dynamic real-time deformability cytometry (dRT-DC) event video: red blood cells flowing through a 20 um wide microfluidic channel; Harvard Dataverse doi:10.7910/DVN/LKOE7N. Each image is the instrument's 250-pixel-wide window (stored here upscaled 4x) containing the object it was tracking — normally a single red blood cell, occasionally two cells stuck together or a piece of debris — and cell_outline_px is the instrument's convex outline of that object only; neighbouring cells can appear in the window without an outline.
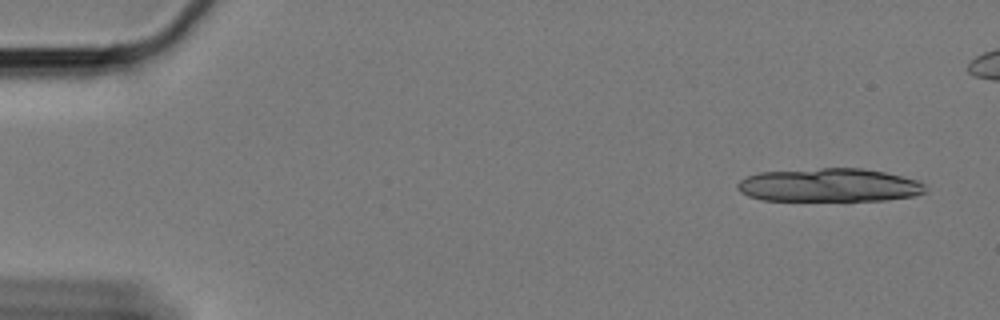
{"species": "Egyptian fruit bat (a non-hibernating species)", "species_latin": "Rousettus aegyptiacus", "temperature_condition": "cold", "stored_images_in_passage": 9, "camera_frame_rate_fps": 3000, "um_per_image_px": 0.085, "animal": {"sex": "female"}, "frame": {"image": 1, "passage_image": 3, "time_ms": 0.667, "image_size_px": [1000, 320], "cell_outline_px": [[924, 192], [912, 196], [884, 200], [764, 200], [748, 196], [740, 192], [736, 188], [736, 184], [740, 180], [748, 176], [760, 172], [820, 168], [864, 168], [884, 172], [916, 180], [924, 184]], "centroid_in_image_um": [70.43, 15.73], "position_along_channel_um": 14.6, "area_um2": 36.36}}